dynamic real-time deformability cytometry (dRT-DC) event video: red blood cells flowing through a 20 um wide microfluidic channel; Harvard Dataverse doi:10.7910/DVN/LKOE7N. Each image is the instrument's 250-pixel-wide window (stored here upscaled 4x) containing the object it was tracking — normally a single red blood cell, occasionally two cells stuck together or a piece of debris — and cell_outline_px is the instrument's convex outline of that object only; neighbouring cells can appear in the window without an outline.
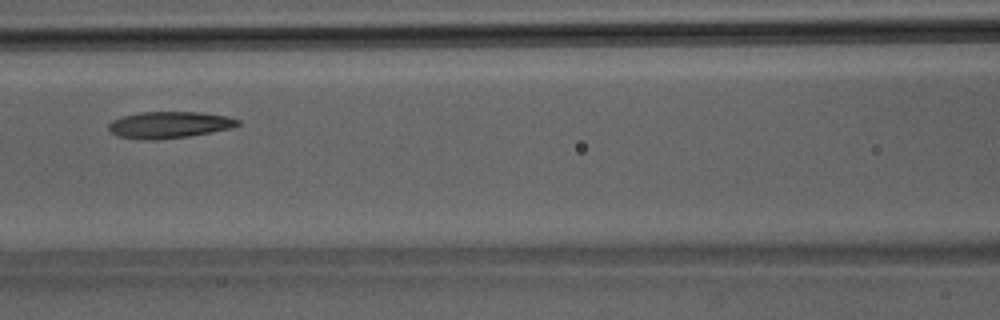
{"species": "Egyptian fruit bat (a non-hibernating species)", "species_latin": "Rousettus aegyptiacus", "temperature_condition": "room temperature", "stored_images_in_passage": 33, "camera_frame_rate_fps": 3000, "um_per_image_px": 0.085, "animal": {"sex": "male"}, "frame": {"image": 1, "passage_image": 11, "time_ms": 3.333, "image_size_px": [1000, 320], "cell_outline_px": [[240, 124], [232, 128], [188, 136], [156, 140], [148, 140], [116, 136], [108, 128], [108, 124], [112, 120], [120, 116], [140, 112], [200, 112], [224, 116], [240, 120]], "centroid_in_image_um": [14.34, 10.61], "position_along_channel_um": 152.3, "area_um2": 20.0}}
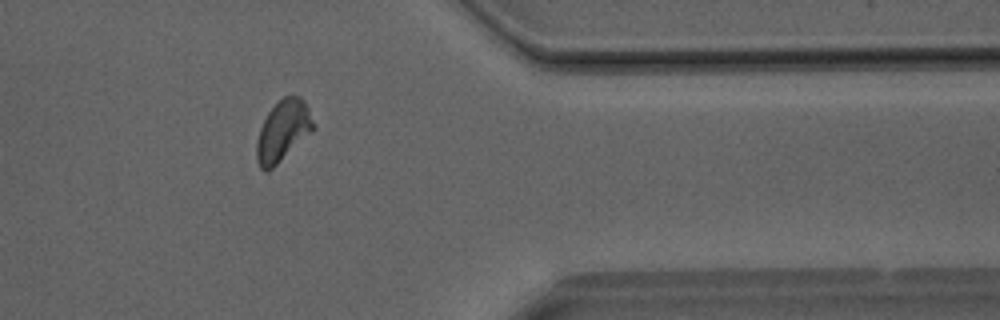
{"frame": {"image": 2, "passage_image": 26, "time_ms": 8.333, "image_size_px": [1000, 320], "cell_outline_px": [[316, 128], [268, 172], [264, 172], [260, 168], [256, 160], [256, 144], [260, 128], [268, 112], [284, 96], [300, 96], [304, 100], [308, 108]], "centroid_in_image_um": [24.04, 11.14], "position_along_channel_um": 387.4, "area_um2": 20.0}}
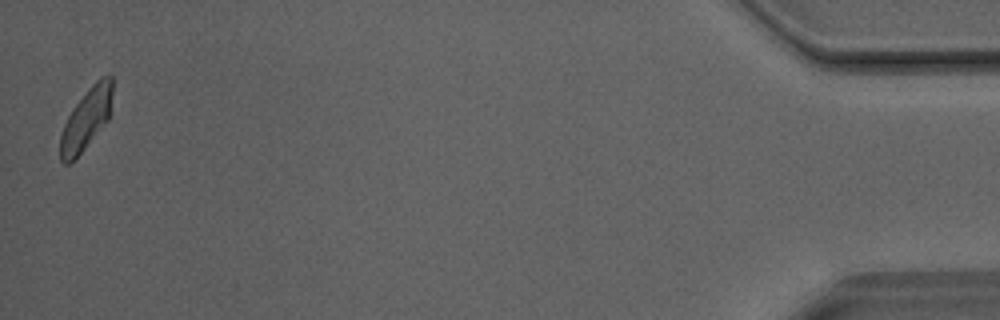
{"frame": {"image": 3, "passage_image": 33, "time_ms": 10.667, "image_size_px": [1000, 320], "cell_outline_px": [[112, 92], [108, 120], [84, 148], [68, 164], [64, 164], [60, 160], [60, 136], [64, 124], [72, 108], [92, 84], [100, 76], [112, 76]], "centroid_in_image_um": [7.32, 10.1], "position_along_channel_um": 427.9, "area_um2": 18.21}}